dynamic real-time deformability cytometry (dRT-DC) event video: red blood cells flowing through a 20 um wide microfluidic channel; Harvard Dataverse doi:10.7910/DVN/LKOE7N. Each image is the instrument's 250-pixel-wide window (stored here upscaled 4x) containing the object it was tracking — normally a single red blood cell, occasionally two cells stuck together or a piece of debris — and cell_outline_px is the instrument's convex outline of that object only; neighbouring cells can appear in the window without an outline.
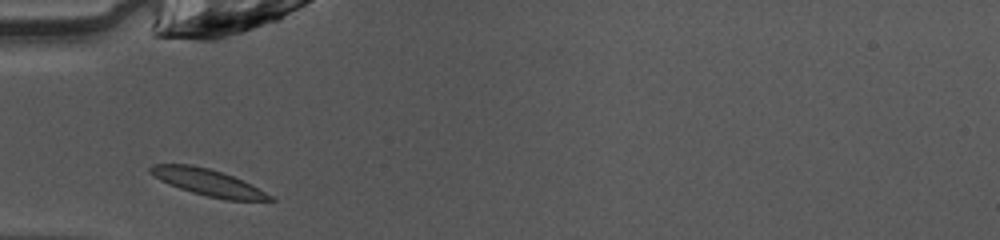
{"species": "common noctule bat (a hibernating species)", "species_latin": "Nyctalus noctula", "temperature_condition": "warm", "stored_images_in_passage": 27, "camera_frame_rate_fps": 3000, "um_per_image_px": 0.085, "animal": {"sex": "female", "body_mass_g": 10.0, "forearm_length_mm": 53.1}, "frame": {"image": 1, "passage_image": 1, "time_ms": 0.0, "image_size_px": [1000, 240], "cell_outline_px": [[276, 200], [228, 200], [208, 196], [192, 192], [180, 188], [160, 180], [148, 172], [148, 168], [152, 164], [192, 164], [208, 168], [232, 176], [272, 196]], "centroid_in_image_um": [17.59, 15.48], "position_along_channel_um": 67.4, "area_um2": 18.03}}
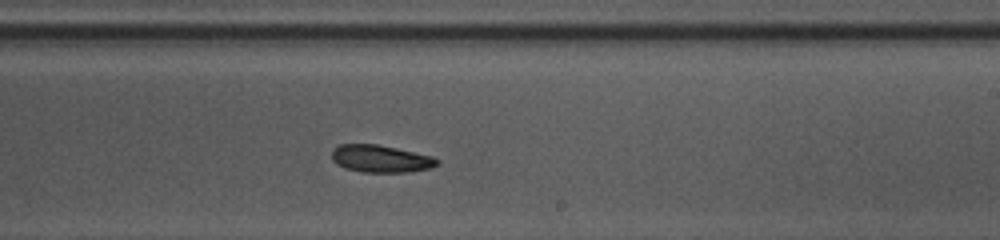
{"frame": {"image": 2, "passage_image": 15, "time_ms": 4.667, "image_size_px": [1000, 240], "cell_outline_px": [[440, 164], [432, 168], [408, 172], [360, 172], [344, 168], [336, 164], [332, 160], [332, 148], [340, 144], [376, 144], [396, 148], [432, 156], [440, 160]], "centroid_in_image_um": [32.35, 13.5], "position_along_channel_um": 256.6, "area_um2": 16.99}}
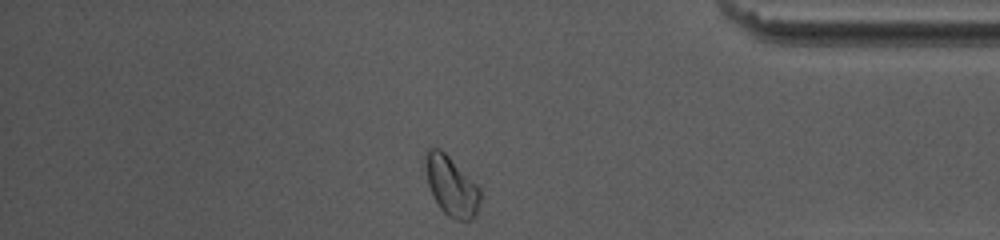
{"frame": {"image": 3, "passage_image": 27, "time_ms": 8.667, "image_size_px": [1000, 240], "cell_outline_px": [[480, 200], [476, 212], [472, 220], [456, 220], [448, 216], [440, 208], [428, 184], [424, 168], [424, 152], [428, 148], [440, 148], [480, 188]], "centroid_in_image_um": [38.33, 15.79], "position_along_channel_um": 396.9, "area_um2": 18.84}, "authors_computed_cell_mechanics": {"area_um2": 17.2822, "velocity_mm_per_s": 4.0662, "shape_relaxation_time_tau1_ms": 2.2572, "shape_relaxation_time_tau2_ms": null, "deformation_change_tau1": 0.0934, "deformation_change_tau2": null}}